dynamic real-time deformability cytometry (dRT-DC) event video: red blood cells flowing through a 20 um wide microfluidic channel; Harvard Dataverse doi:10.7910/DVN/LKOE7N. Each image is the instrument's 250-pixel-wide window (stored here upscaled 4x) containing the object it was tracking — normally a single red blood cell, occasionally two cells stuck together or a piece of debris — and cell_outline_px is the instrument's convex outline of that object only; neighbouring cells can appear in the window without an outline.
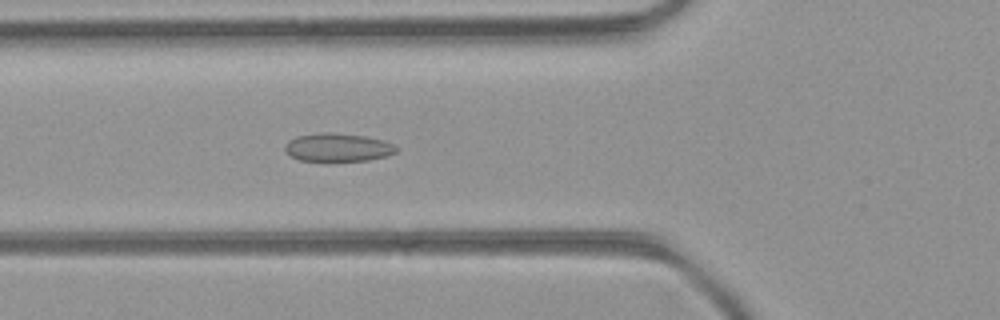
{"species": "common noctule bat (a hibernating species)", "species_latin": "Nyctalus noctula", "temperature_condition": "room temperature", "stored_images_in_passage": 49, "camera_frame_rate_fps": 3000, "um_per_image_px": 0.085, "animal": {"sex": "female", "body_mass_g": 21.9}, "frame": {"image": 1, "passage_image": 18, "time_ms": 5.667, "image_size_px": [1000, 320], "cell_outline_px": [[400, 148], [396, 152], [388, 156], [368, 160], [300, 160], [284, 152], [284, 148], [288, 140], [296, 136], [324, 132], [364, 136], [384, 140]], "centroid_in_image_um": [28.73, 12.52], "position_along_channel_um": 97.1, "area_um2": 18.15}}
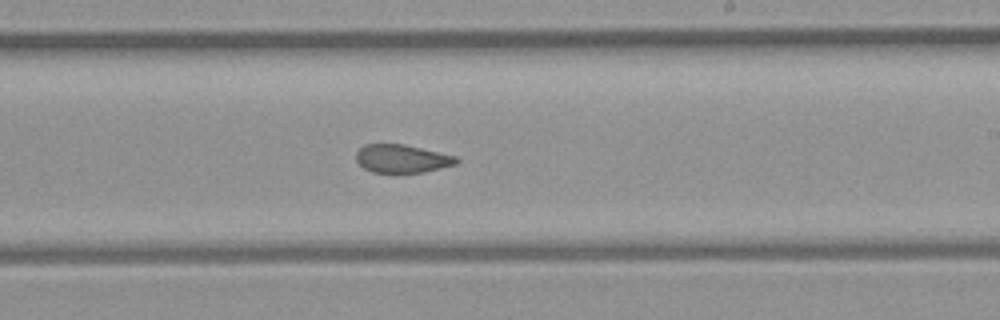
{"frame": {"image": 2, "passage_image": 29, "time_ms": 9.333, "image_size_px": [1000, 320], "cell_outline_px": [[460, 160], [456, 164], [424, 172], [372, 172], [364, 168], [356, 160], [356, 152], [364, 144], [404, 144], [456, 156]], "centroid_in_image_um": [34.16, 13.48], "position_along_channel_um": 254.8, "area_um2": 16.36}}
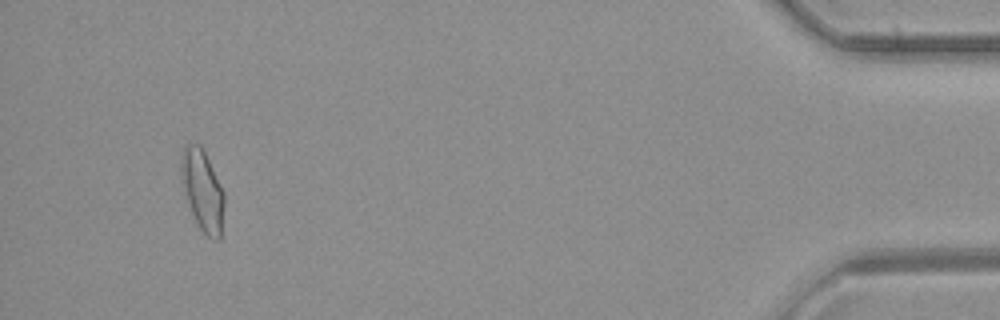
{"frame": {"image": 3, "passage_image": 46, "time_ms": 15.0, "image_size_px": [1000, 320], "cell_outline_px": [[224, 204], [220, 240], [212, 240], [200, 228], [188, 204], [180, 176], [180, 160], [184, 144], [200, 144], [224, 192]], "centroid_in_image_um": [17.2, 16.17], "position_along_channel_um": 418.0, "area_um2": 20.11}, "authors_computed_cell_mechanics": {"area_um2": 18.6116, "velocity_mm_per_s": 4.2881, "shape_relaxation_time_tau1_ms": null, "shape_relaxation_time_tau2_ms": 1.2311, "deformation_change_tau1": null, "deformation_change_tau2": 0.0674}}